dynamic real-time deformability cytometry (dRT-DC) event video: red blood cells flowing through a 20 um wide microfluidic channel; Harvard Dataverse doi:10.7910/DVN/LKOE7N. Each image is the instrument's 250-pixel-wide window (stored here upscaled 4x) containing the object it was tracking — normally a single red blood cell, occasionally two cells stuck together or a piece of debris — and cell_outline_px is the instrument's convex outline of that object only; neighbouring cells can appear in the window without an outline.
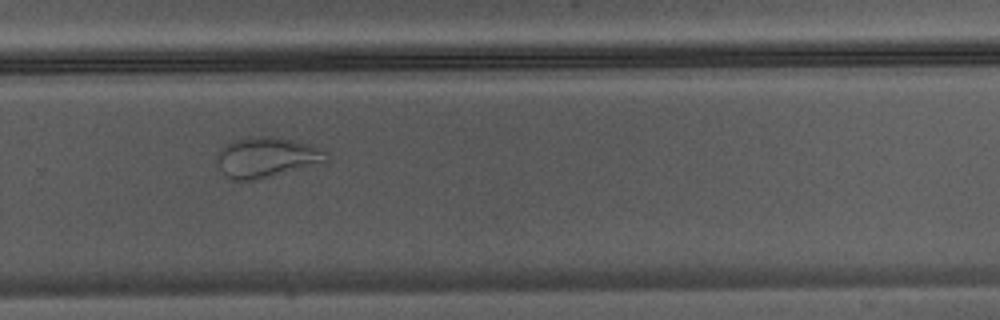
{"species": "Egyptian fruit bat (a non-hibernating species)", "species_latin": "Rousettus aegyptiacus", "temperature_condition": "warm", "stored_images_in_passage": 34, "camera_frame_rate_fps": 3000, "um_per_image_px": 0.085, "animal": {"sex": "male"}, "frame": {"image": 1, "passage_image": 20, "time_ms": 6.333, "image_size_px": [1000, 320], "cell_outline_px": [[328, 164], [256, 180], [228, 180], [224, 176], [216, 164], [216, 156], [220, 148], [224, 144], [232, 140], [252, 136], [272, 136], [292, 140], [308, 144], [328, 152]], "centroid_in_image_um": [22.67, 13.4], "position_along_channel_um": 307.1, "area_um2": 26.7}}